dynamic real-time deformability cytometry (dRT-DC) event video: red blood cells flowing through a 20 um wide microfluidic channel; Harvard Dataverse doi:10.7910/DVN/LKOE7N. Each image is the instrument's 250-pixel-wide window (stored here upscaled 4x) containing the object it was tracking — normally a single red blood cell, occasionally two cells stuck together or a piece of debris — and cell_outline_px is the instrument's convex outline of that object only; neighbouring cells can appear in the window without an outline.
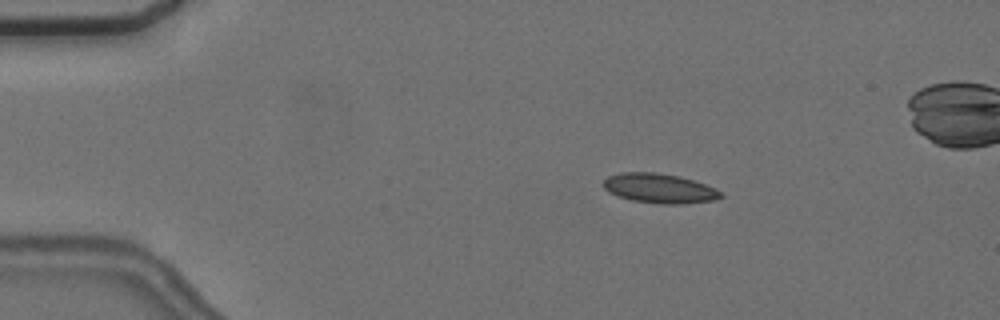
{"species": "common noctule bat (a hibernating species)", "species_latin": "Nyctalus noctula", "temperature_condition": "cold", "stored_images_in_passage": 5, "camera_frame_rate_fps": 3000, "um_per_image_px": 0.085, "animal": {"sex": "female", "body_mass_g": 24.6, "forearm_length_mm": 56.2}, "frame": {"image": 1, "passage_image": 2, "time_ms": 2.0, "image_size_px": [1000, 320], "cell_outline_px": [[724, 196], [716, 200], [680, 204], [660, 204], [632, 200], [616, 196], [608, 192], [604, 188], [604, 180], [608, 176], [620, 172], [656, 172], [676, 176], [692, 180], [716, 188]], "centroid_in_image_um": [56.03, 16.01], "position_along_channel_um": 29.0, "area_um2": 20.23}}